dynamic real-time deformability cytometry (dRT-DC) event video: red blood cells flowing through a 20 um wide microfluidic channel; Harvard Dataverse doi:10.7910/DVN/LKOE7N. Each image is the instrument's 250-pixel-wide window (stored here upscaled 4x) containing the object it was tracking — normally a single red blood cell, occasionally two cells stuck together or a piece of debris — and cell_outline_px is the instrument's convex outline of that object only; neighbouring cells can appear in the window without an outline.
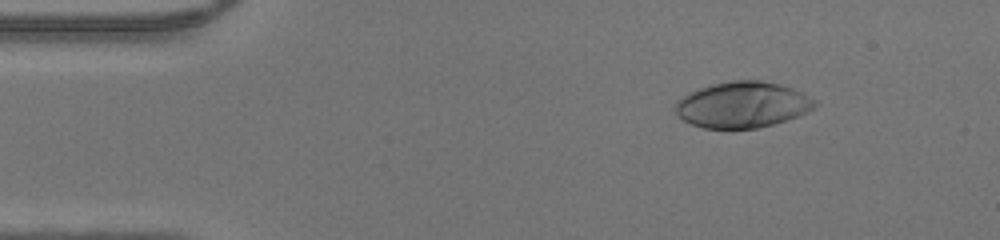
{"species": "human", "species_latin": "Homo sapiens", "temperature_condition": "warm", "stored_images_in_passage": 47, "camera_frame_rate_fps": 3000, "um_per_image_px": 0.085, "donor": {"sex": "male"}, "frame": {"image": 1, "passage_image": 6, "time_ms": 1.667, "image_size_px": [1000, 240], "cell_outline_px": [[820, 104], [808, 112], [772, 124], [756, 128], [732, 132], [704, 128], [692, 124], [676, 116], [672, 104], [676, 100], [688, 92], [712, 84], [732, 80], [760, 80], [780, 84], [792, 88], [816, 100]], "centroid_in_image_um": [63.05, 8.93], "position_along_channel_um": 22.0, "area_um2": 38.32}}
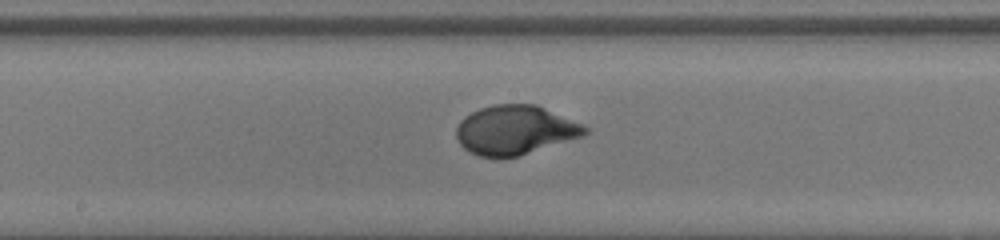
{"frame": {"image": 2, "passage_image": 24, "time_ms": 7.667, "image_size_px": [1000, 240], "cell_outline_px": [[588, 132], [584, 136], [520, 156], [480, 156], [468, 152], [456, 140], [456, 128], [460, 120], [464, 116], [480, 108], [492, 104], [536, 104], [584, 124], [588, 128]], "centroid_in_image_um": [43.79, 11.04], "position_along_channel_um": 204.4, "area_um2": 37.11}}
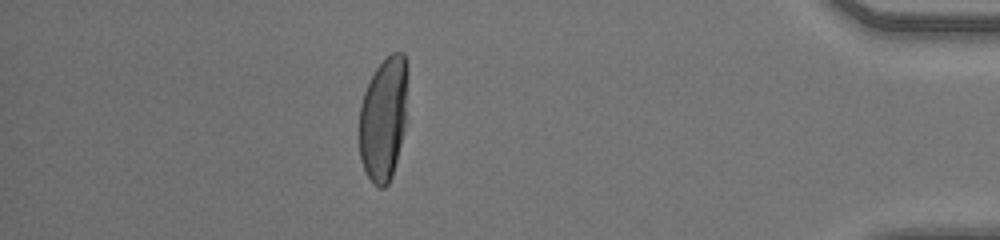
{"frame": {"image": 3, "passage_image": 41, "time_ms": 13.333, "image_size_px": [1000, 240], "cell_outline_px": [[408, 72], [404, 128], [392, 176], [388, 184], [384, 188], [376, 188], [372, 184], [360, 160], [360, 104], [364, 92], [376, 68], [392, 52], [404, 52], [408, 68]], "centroid_in_image_um": [32.6, 10.08], "position_along_channel_um": 402.6, "area_um2": 34.85}}